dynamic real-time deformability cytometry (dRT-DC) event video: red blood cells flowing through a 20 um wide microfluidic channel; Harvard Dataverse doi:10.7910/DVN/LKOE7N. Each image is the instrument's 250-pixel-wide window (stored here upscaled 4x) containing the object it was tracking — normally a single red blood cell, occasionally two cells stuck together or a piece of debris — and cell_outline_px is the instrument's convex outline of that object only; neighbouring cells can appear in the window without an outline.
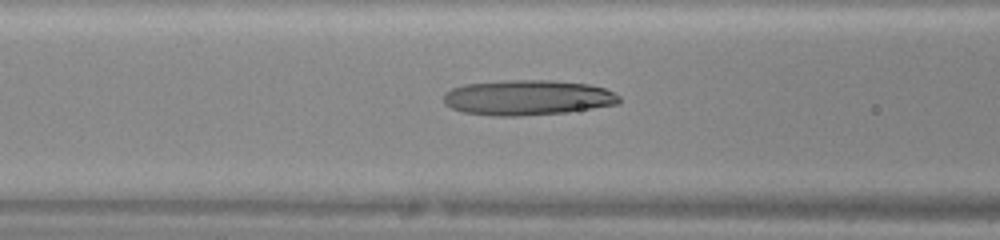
{"species": "human", "species_latin": "Homo sapiens", "temperature_condition": "warm", "stored_images_in_passage": 46, "camera_frame_rate_fps": 3000, "um_per_image_px": 0.085, "donor": {"sex": "female"}, "frame": {"image": 1, "passage_image": 19, "time_ms": 6.0, "image_size_px": [1000, 240], "cell_outline_px": [[620, 104], [568, 112], [520, 116], [492, 116], [464, 112], [452, 108], [444, 104], [444, 96], [452, 88], [464, 84], [508, 80], [548, 80], [588, 84], [604, 88], [620, 96]], "centroid_in_image_um": [44.86, 8.3], "position_along_channel_um": 121.7, "area_um2": 36.07}}
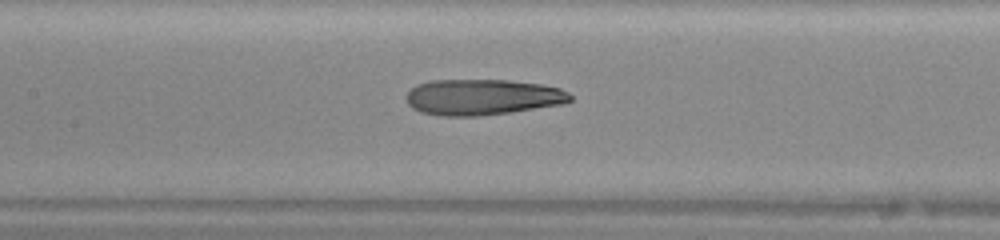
{"frame": {"image": 2, "passage_image": 22, "time_ms": 7.0, "image_size_px": [1000, 240], "cell_outline_px": [[572, 100], [564, 104], [480, 116], [440, 116], [420, 112], [412, 108], [408, 104], [408, 92], [416, 84], [432, 80], [508, 80], [540, 84], [560, 88], [568, 92], [572, 96]], "centroid_in_image_um": [41.01, 8.25], "position_along_channel_um": 166.4, "area_um2": 34.28}}
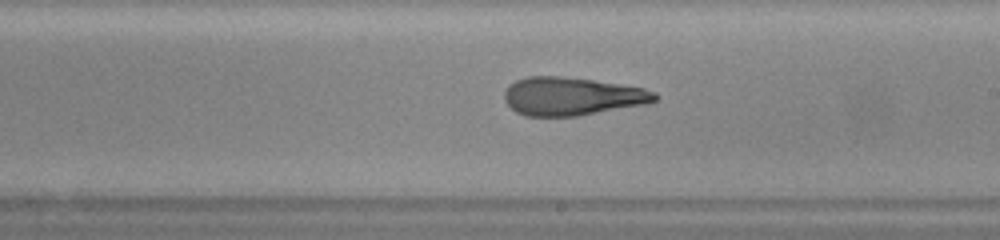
{"frame": {"image": 3, "passage_image": 27, "time_ms": 8.667, "image_size_px": [1000, 240], "cell_outline_px": [[656, 100], [648, 104], [580, 116], [528, 116], [516, 112], [504, 100], [504, 92], [508, 84], [516, 80], [528, 76], [560, 76], [592, 80], [644, 88], [656, 92]], "centroid_in_image_um": [48.61, 8.19], "position_along_channel_um": 240.4, "area_um2": 33.58}}